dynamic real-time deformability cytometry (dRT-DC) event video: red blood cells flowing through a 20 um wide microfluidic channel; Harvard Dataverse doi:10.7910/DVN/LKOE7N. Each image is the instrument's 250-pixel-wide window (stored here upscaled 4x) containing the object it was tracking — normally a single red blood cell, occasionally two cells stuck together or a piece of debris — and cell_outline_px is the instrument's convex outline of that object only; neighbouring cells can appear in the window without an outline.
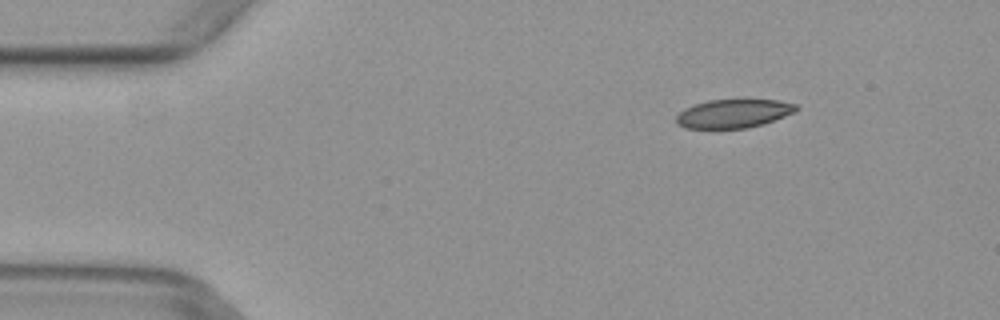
{"species": "common noctule bat (a hibernating species)", "species_latin": "Nyctalus noctula", "temperature_condition": "warm", "stored_images_in_passage": 5, "camera_frame_rate_fps": 3000, "um_per_image_px": 0.085, "animal": {"sex": "female", "body_mass_g": 29.2, "forearm_length_mm": 56.3}, "frame": {"image": 1, "passage_image": 2, "time_ms": 0.333, "image_size_px": [1000, 320], "cell_outline_px": [[800, 108], [796, 112], [764, 124], [744, 128], [684, 128], [676, 124], [676, 116], [684, 108], [708, 100], [776, 100], [796, 104]], "centroid_in_image_um": [62.36, 9.65], "position_along_channel_um": 22.6, "area_um2": 20.0}}